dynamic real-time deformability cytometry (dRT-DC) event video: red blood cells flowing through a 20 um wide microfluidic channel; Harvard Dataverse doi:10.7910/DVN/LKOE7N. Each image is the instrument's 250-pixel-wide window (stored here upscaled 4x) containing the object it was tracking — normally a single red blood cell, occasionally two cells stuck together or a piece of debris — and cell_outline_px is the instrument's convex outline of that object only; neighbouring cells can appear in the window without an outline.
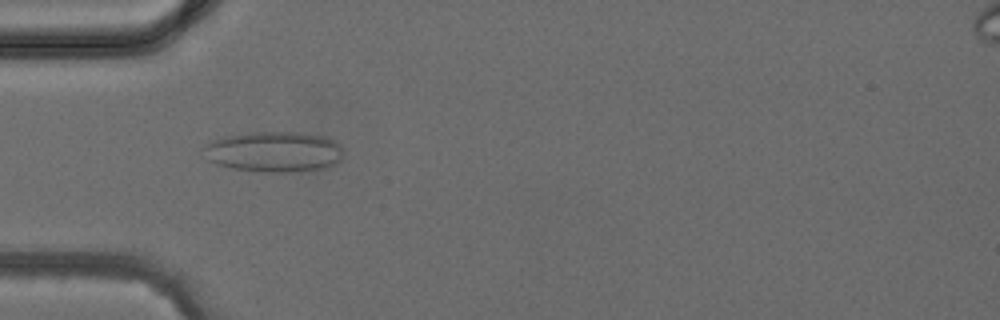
{"species": "common noctule bat (a hibernating species)", "species_latin": "Nyctalus noctula", "temperature_condition": "cold", "stored_images_in_passage": 4, "camera_frame_rate_fps": 3000, "um_per_image_px": 0.085, "animal": {"sex": "female", "body_mass_g": 24.6, "forearm_length_mm": 56.2}, "frame": {"image": 1, "passage_image": 4, "time_ms": 3.667, "image_size_px": [1000, 320], "cell_outline_px": [[344, 156], [332, 168], [288, 172], [264, 172], [232, 168], [216, 164], [208, 160], [200, 148], [208, 140], [224, 136], [252, 132], [300, 132], [324, 136], [340, 144], [344, 152]], "centroid_in_image_um": [23.28, 12.9], "position_along_channel_um": 61.7, "area_um2": 33.81}}